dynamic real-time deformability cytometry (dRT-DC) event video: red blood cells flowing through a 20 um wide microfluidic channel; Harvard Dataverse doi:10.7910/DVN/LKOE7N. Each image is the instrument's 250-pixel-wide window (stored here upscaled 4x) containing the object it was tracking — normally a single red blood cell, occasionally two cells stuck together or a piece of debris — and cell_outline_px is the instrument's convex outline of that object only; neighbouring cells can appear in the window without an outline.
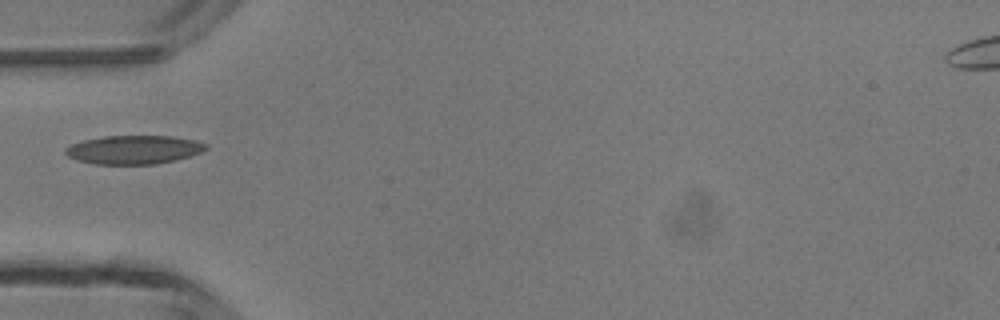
{"species": "common noctule bat (a hibernating species)", "species_latin": "Nyctalus noctula", "temperature_condition": "room temperature", "stored_images_in_passage": 2, "camera_frame_rate_fps": 3000, "um_per_image_px": 0.085, "animal": {"sex": "male", "body_mass_g": 13.3}, "frame": {"image": 1, "passage_image": 1, "time_ms": 0.0, "image_size_px": [1000, 320], "cell_outline_px": [[208, 148], [200, 152], [176, 160], [156, 164], [96, 164], [76, 160], [68, 156], [64, 152], [64, 148], [72, 144], [84, 140], [104, 136], [172, 136], [196, 140], [208, 144]], "centroid_in_image_um": [11.37, 12.72], "position_along_channel_um": 73.6, "area_um2": 23.47}}
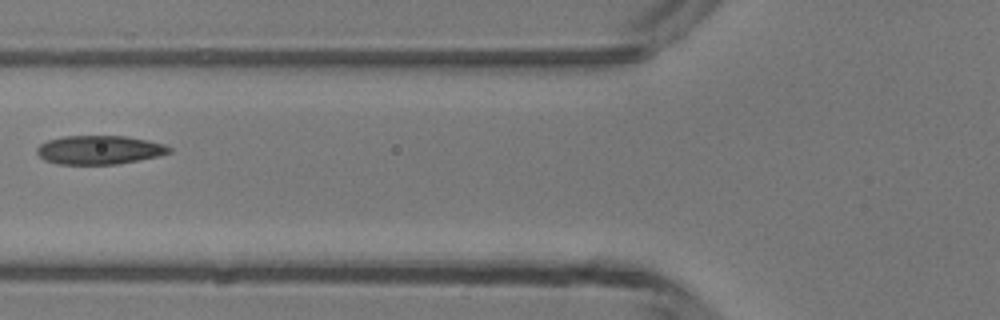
{"frame": {"image": 2, "passage_image": 2, "time_ms": 1.0, "image_size_px": [1000, 320], "cell_outline_px": [[172, 152], [160, 156], [116, 164], [60, 164], [44, 160], [36, 152], [36, 148], [40, 144], [48, 140], [64, 136], [128, 136], [148, 140], [164, 144], [172, 148]], "centroid_in_image_um": [8.47, 12.74], "position_along_channel_um": 117.3, "area_um2": 22.25}}